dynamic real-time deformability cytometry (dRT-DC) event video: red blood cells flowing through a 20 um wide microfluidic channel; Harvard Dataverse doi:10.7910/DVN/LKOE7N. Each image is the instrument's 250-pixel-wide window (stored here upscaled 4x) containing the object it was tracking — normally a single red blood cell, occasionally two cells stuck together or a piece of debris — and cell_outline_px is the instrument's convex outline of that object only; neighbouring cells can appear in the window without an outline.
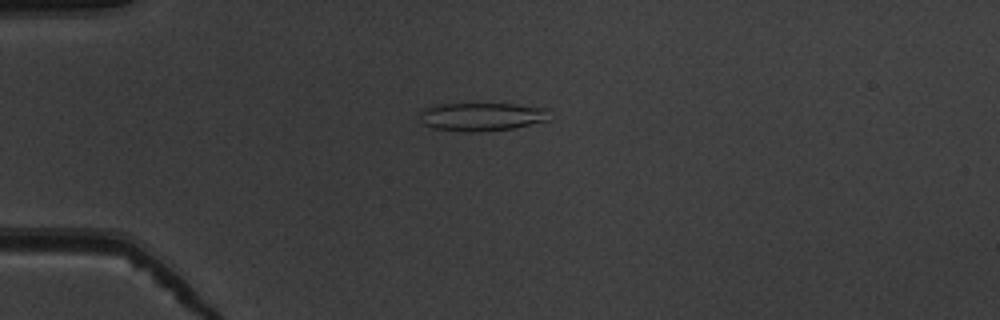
{"species": "common noctule bat (a hibernating species)", "species_latin": "Nyctalus noctula", "temperature_condition": "warm", "stored_images_in_passage": 52, "camera_frame_rate_fps": 3000, "um_per_image_px": 0.085, "animal": {"sex": "male", "body_mass_g": 19.5, "forearm_length_mm": 54.6}, "frame": {"image": 1, "passage_image": 14, "time_ms": 4.333, "image_size_px": [1000, 320], "cell_outline_px": [[552, 120], [512, 128], [476, 132], [464, 132], [432, 128], [424, 124], [420, 120], [416, 112], [432, 104], [516, 104], [548, 108]], "centroid_in_image_um": [40.93, 9.91], "position_along_channel_um": 44.1, "area_um2": 21.91}}
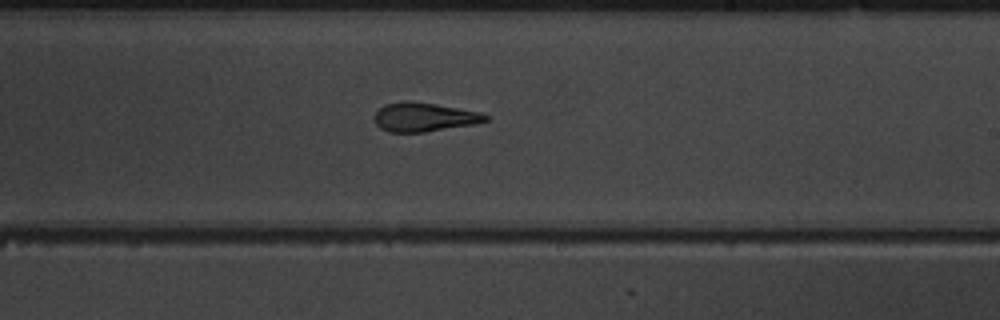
{"frame": {"image": 2, "passage_image": 32, "time_ms": 10.333, "image_size_px": [1000, 320], "cell_outline_px": [[488, 120], [476, 124], [424, 132], [388, 132], [380, 128], [372, 120], [372, 116], [384, 104], [436, 104], [480, 112], [488, 116]], "centroid_in_image_um": [36.05, 10.0], "position_along_channel_um": 252.9, "area_um2": 18.15}}
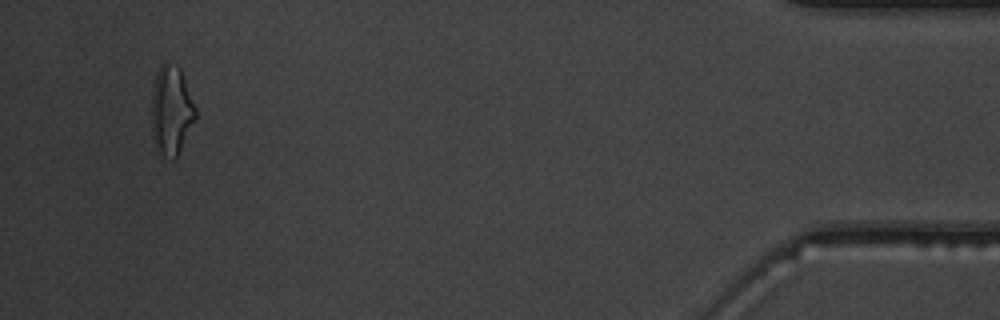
{"frame": {"image": 3, "passage_image": 50, "time_ms": 16.333, "image_size_px": [1000, 320], "cell_outline_px": [[196, 120], [176, 160], [172, 160], [156, 152], [152, 136], [152, 88], [156, 72], [160, 64], [168, 60], [176, 64], [180, 68], [196, 108]], "centroid_in_image_um": [14.56, 9.4], "position_along_channel_um": 420.6, "area_um2": 23.52}, "authors_computed_cell_mechanics": {"area_um2": 19.6809, "velocity_mm_per_s": 3.9379, "shape_relaxation_time_tau1_ms": 9.3571, "shape_relaxation_time_tau2_ms": 2.3805, "deformation_change_tau1": 0.2555, "deformation_change_tau2": 0.1292}}